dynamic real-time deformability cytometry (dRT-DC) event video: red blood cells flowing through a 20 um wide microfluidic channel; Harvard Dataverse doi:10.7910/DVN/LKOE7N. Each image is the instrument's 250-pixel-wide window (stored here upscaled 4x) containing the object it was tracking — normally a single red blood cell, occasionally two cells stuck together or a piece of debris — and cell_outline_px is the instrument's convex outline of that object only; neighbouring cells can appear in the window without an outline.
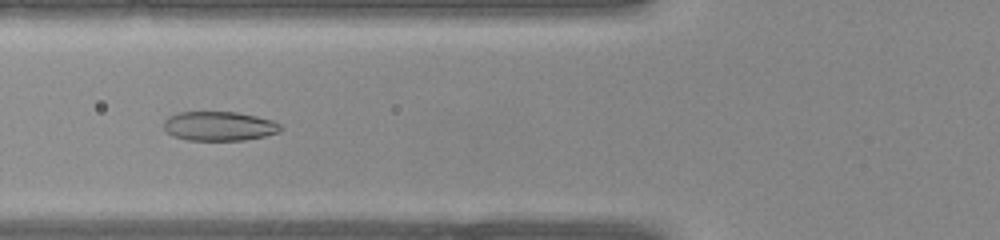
{"species": "common noctule bat (a hibernating species)", "species_latin": "Nyctalus noctula", "temperature_condition": "warm", "stored_images_in_passage": 40, "camera_frame_rate_fps": 3000, "um_per_image_px": 0.085, "animal": {"sex": "female", "body_mass_g": 22.0, "forearm_length_mm": 56.7}, "frame": {"image": 1, "passage_image": 15, "time_ms": 4.667, "image_size_px": [1000, 240], "cell_outline_px": [[284, 128], [280, 132], [264, 136], [244, 140], [188, 140], [172, 136], [164, 128], [164, 120], [168, 116], [180, 112], [236, 112], [256, 116], [272, 120], [280, 124]], "centroid_in_image_um": [18.64, 10.72], "position_along_channel_um": 107.2, "area_um2": 20.0}}
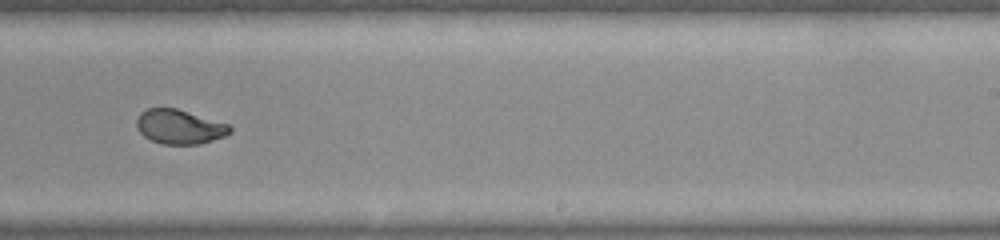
{"frame": {"image": 2, "passage_image": 25, "time_ms": 8.0, "image_size_px": [1000, 240], "cell_outline_px": [[232, 132], [224, 136], [200, 144], [160, 144], [144, 136], [136, 128], [136, 120], [140, 112], [148, 108], [176, 108], [228, 124], [232, 128]], "centroid_in_image_um": [15.23, 10.78], "position_along_channel_um": 273.8, "area_um2": 18.67}}
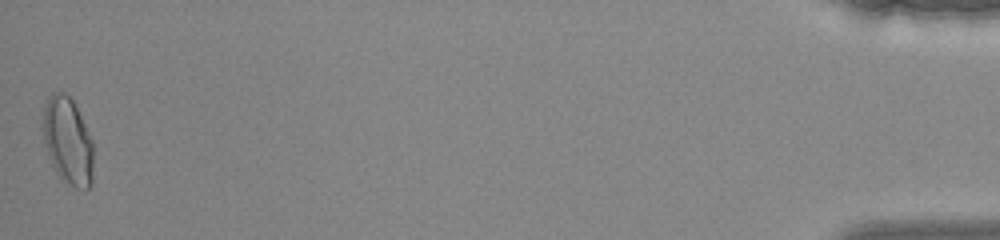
{"frame": {"image": 3, "passage_image": 40, "time_ms": 13.0, "image_size_px": [1000, 240], "cell_outline_px": [[92, 184], [84, 192], [60, 180], [52, 164], [44, 140], [44, 108], [48, 96], [52, 92], [64, 92], [72, 100], [92, 140]], "centroid_in_image_um": [5.77, 12.04], "position_along_channel_um": 429.4, "area_um2": 25.32}}